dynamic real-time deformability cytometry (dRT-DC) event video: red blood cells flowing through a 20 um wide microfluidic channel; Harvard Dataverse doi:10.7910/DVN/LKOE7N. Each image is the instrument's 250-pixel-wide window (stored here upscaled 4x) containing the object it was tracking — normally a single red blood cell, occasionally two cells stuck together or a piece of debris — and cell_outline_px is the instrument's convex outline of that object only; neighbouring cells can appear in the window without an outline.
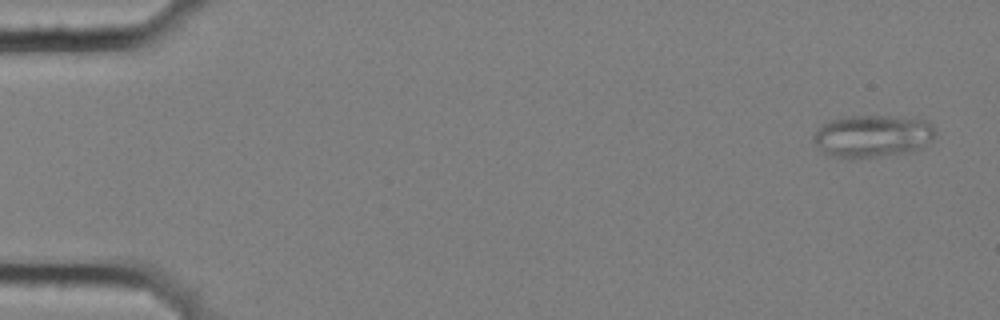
{"species": "common noctule bat (a hibernating species)", "species_latin": "Nyctalus noctula", "temperature_condition": "cold", "stored_images_in_passage": 15, "camera_frame_rate_fps": 3000, "um_per_image_px": 0.085, "animal": {"sex": "female", "body_mass_g": 25.1}, "frame": {"image": 1, "passage_image": 1, "time_ms": 0.0, "image_size_px": [1000, 320], "cell_outline_px": [[936, 132], [932, 140], [920, 148], [912, 152], [876, 156], [832, 156], [824, 152], [812, 140], [812, 136], [816, 128], [832, 120], [844, 116], [888, 116], [924, 120], [932, 124]], "centroid_in_image_um": [74.17, 11.54], "position_along_channel_um": 10.8, "area_um2": 29.59}}
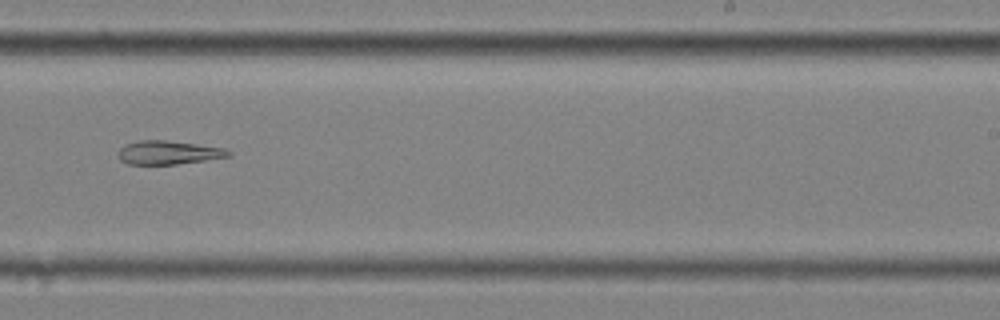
{"frame": {"image": 2, "passage_image": 10, "time_ms": 3.0, "image_size_px": [1000, 320], "cell_outline_px": [[232, 152], [228, 156], [204, 160], [176, 164], [128, 164], [120, 160], [120, 148], [124, 144], [140, 140], [164, 140], [228, 148]], "centroid_in_image_um": [14.33, 12.96], "position_along_channel_um": 274.7, "area_um2": 15.03}}
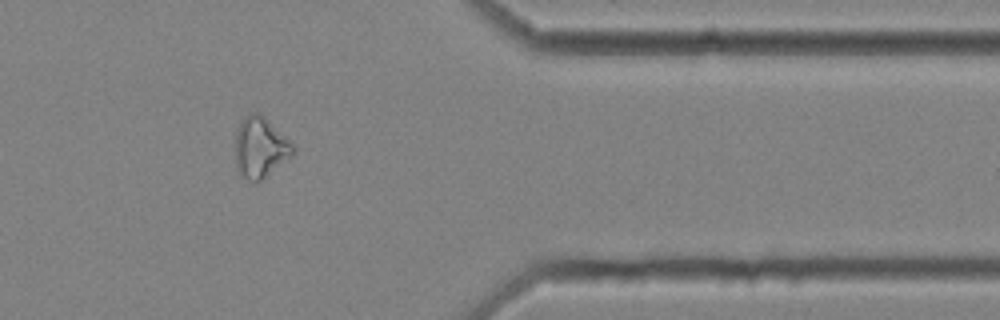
{"frame": {"image": 3, "passage_image": 13, "time_ms": 4.0, "image_size_px": [1000, 320], "cell_outline_px": [[296, 152], [292, 156], [260, 180], [248, 180], [240, 172], [236, 164], [236, 132], [244, 116], [252, 112], [260, 112], [296, 148]], "centroid_in_image_um": [22.13, 12.5], "position_along_channel_um": 389.3, "area_um2": 19.88}}